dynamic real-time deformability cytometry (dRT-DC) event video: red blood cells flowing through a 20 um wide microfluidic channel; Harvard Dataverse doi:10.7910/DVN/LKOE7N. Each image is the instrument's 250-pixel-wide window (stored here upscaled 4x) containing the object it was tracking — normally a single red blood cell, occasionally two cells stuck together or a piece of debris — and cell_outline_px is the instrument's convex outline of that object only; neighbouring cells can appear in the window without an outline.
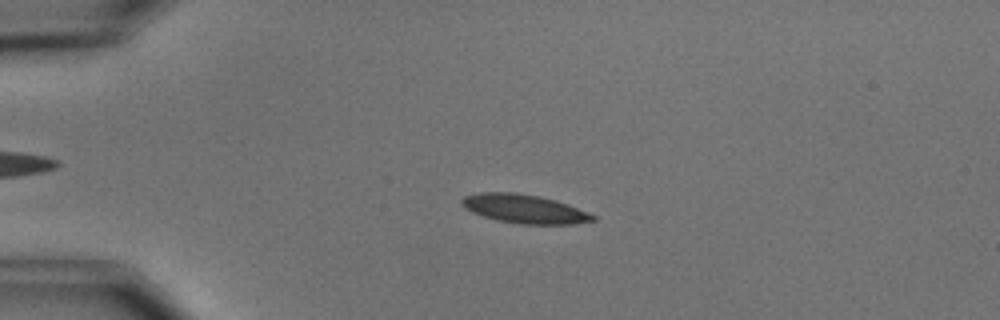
{"species": "common noctule bat (a hibernating species)", "species_latin": "Nyctalus noctula", "temperature_condition": "cold", "stored_images_in_passage": 7, "camera_frame_rate_fps": 3000, "um_per_image_px": 0.085, "animal": {"sex": "male", "body_mass_g": 15.6}, "frame": {"image": 1, "passage_image": 3, "time_ms": 2.333, "image_size_px": [1000, 320], "cell_outline_px": [[596, 220], [572, 224], [520, 224], [496, 220], [472, 212], [464, 208], [460, 204], [460, 200], [464, 196], [480, 192], [516, 192], [556, 200], [568, 204], [596, 216]], "centroid_in_image_um": [44.53, 17.75], "position_along_channel_um": 40.5, "area_um2": 21.96}}
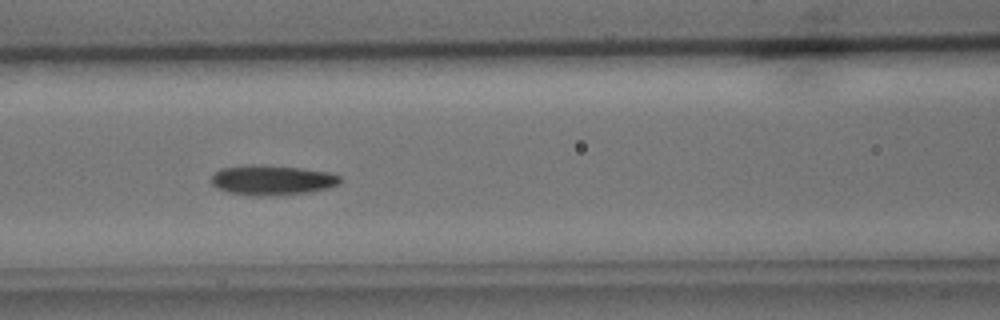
{"frame": {"image": 2, "passage_image": 6, "time_ms": 6.0, "image_size_px": [1000, 320], "cell_outline_px": [[340, 184], [328, 188], [308, 192], [260, 196], [252, 196], [228, 192], [216, 188], [212, 184], [212, 176], [220, 168], [252, 164], [256, 164], [300, 168], [328, 172], [340, 176]], "centroid_in_image_um": [23.1, 15.3], "position_along_channel_um": 143.5, "area_um2": 22.37}}
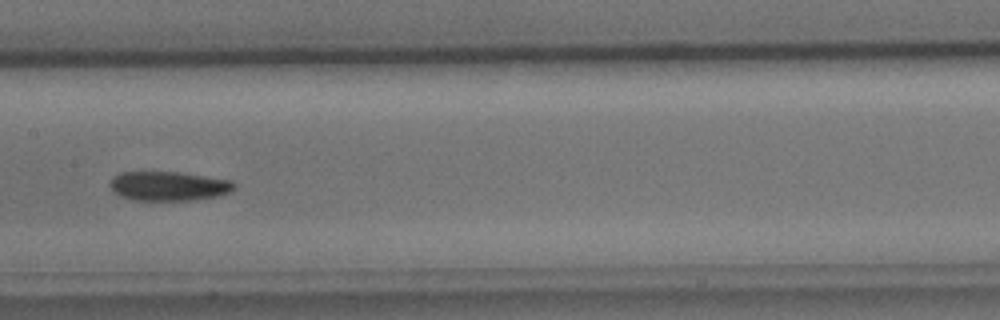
{"frame": {"image": 3, "passage_image": 7, "time_ms": 7.333, "image_size_px": [1000, 320], "cell_outline_px": [[236, 188], [220, 196], [192, 200], [132, 200], [120, 196], [112, 192], [108, 184], [112, 176], [120, 172], [180, 172], [232, 180], [236, 184]], "centroid_in_image_um": [14.3, 15.81], "position_along_channel_um": 193.1, "area_um2": 21.56}}